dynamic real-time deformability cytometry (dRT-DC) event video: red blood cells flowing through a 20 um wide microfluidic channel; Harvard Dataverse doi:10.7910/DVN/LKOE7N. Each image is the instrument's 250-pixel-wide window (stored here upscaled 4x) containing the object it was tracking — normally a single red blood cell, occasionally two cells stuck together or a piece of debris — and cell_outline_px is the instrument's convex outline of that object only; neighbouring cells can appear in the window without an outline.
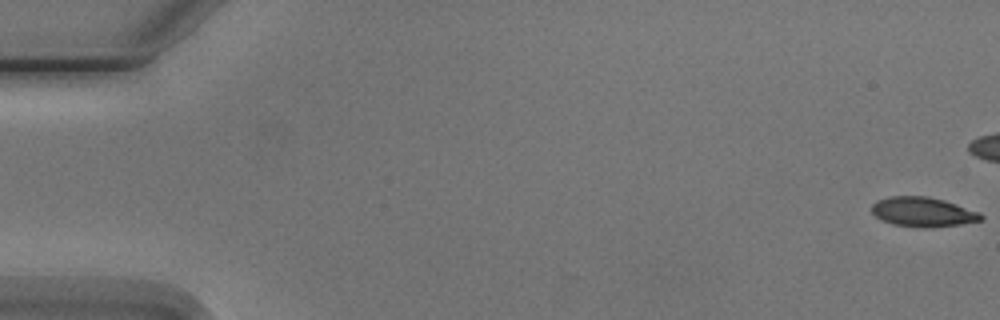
{"species": "Egyptian fruit bat (a non-hibernating species)", "species_latin": "Rousettus aegyptiacus", "temperature_condition": "cold", "stored_images_in_passage": 8, "camera_frame_rate_fps": 3000, "um_per_image_px": 0.085, "animal": {"sex": "male"}, "frame": {"image": 1, "passage_image": 1, "time_ms": 0.0, "image_size_px": [1000, 320], "cell_outline_px": [[984, 216], [980, 220], [960, 224], [928, 228], [920, 228], [892, 224], [880, 220], [872, 212], [872, 204], [876, 200], [888, 196], [928, 196], [944, 200], [980, 212]], "centroid_in_image_um": [78.41, 18.01], "position_along_channel_um": 6.6, "area_um2": 18.96}}
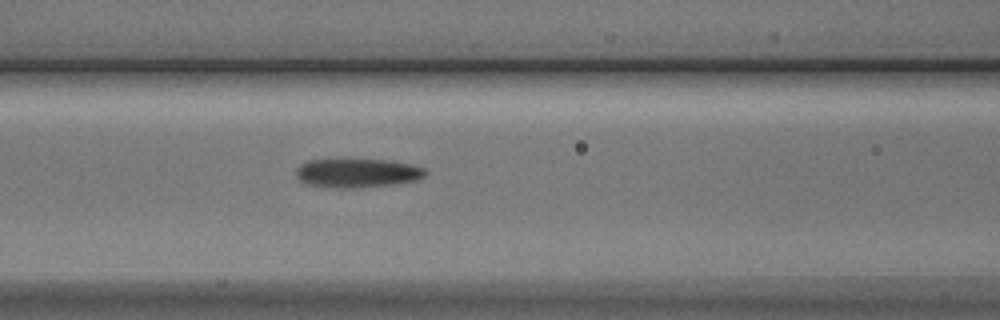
{"frame": {"image": 2, "passage_image": 8, "time_ms": 9.0, "image_size_px": [1000, 320], "cell_outline_px": [[428, 172], [424, 176], [416, 180], [396, 184], [360, 188], [340, 188], [308, 184], [300, 180], [296, 176], [296, 168], [300, 164], [308, 160], [384, 160], [412, 164], [424, 168]], "centroid_in_image_um": [30.39, 14.71], "position_along_channel_um": 136.2, "area_um2": 21.73}}